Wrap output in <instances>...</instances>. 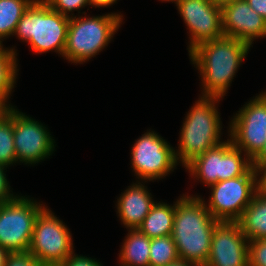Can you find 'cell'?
Returning <instances> with one entry per match:
<instances>
[{
	"instance_id": "277c9868",
	"label": "cell",
	"mask_w": 266,
	"mask_h": 266,
	"mask_svg": "<svg viewBox=\"0 0 266 266\" xmlns=\"http://www.w3.org/2000/svg\"><path fill=\"white\" fill-rule=\"evenodd\" d=\"M123 21L121 13L70 17L63 58L83 64L99 55L114 38Z\"/></svg>"
},
{
	"instance_id": "d590c367",
	"label": "cell",
	"mask_w": 266,
	"mask_h": 266,
	"mask_svg": "<svg viewBox=\"0 0 266 266\" xmlns=\"http://www.w3.org/2000/svg\"><path fill=\"white\" fill-rule=\"evenodd\" d=\"M6 106L0 101V114L6 110Z\"/></svg>"
},
{
	"instance_id": "3957f363",
	"label": "cell",
	"mask_w": 266,
	"mask_h": 266,
	"mask_svg": "<svg viewBox=\"0 0 266 266\" xmlns=\"http://www.w3.org/2000/svg\"><path fill=\"white\" fill-rule=\"evenodd\" d=\"M221 99L199 96L185 115L180 129L178 149L174 150L177 162L183 167L195 157L223 142L221 139L223 126L216 106Z\"/></svg>"
},
{
	"instance_id": "7a4b0ae2",
	"label": "cell",
	"mask_w": 266,
	"mask_h": 266,
	"mask_svg": "<svg viewBox=\"0 0 266 266\" xmlns=\"http://www.w3.org/2000/svg\"><path fill=\"white\" fill-rule=\"evenodd\" d=\"M218 220L207 209L200 195L183 194L176 200L172 238L181 260L205 266Z\"/></svg>"
},
{
	"instance_id": "7402d4cb",
	"label": "cell",
	"mask_w": 266,
	"mask_h": 266,
	"mask_svg": "<svg viewBox=\"0 0 266 266\" xmlns=\"http://www.w3.org/2000/svg\"><path fill=\"white\" fill-rule=\"evenodd\" d=\"M16 155L13 136V106L0 114V165H15Z\"/></svg>"
},
{
	"instance_id": "6da1fadb",
	"label": "cell",
	"mask_w": 266,
	"mask_h": 266,
	"mask_svg": "<svg viewBox=\"0 0 266 266\" xmlns=\"http://www.w3.org/2000/svg\"><path fill=\"white\" fill-rule=\"evenodd\" d=\"M250 49L247 43L228 36L205 41L192 49L190 63L202 81L200 96L223 98Z\"/></svg>"
},
{
	"instance_id": "8992f818",
	"label": "cell",
	"mask_w": 266,
	"mask_h": 266,
	"mask_svg": "<svg viewBox=\"0 0 266 266\" xmlns=\"http://www.w3.org/2000/svg\"><path fill=\"white\" fill-rule=\"evenodd\" d=\"M243 155V156H242ZM252 167V160L228 139L195 157L184 168L191 178L207 187L244 175Z\"/></svg>"
},
{
	"instance_id": "8fae6325",
	"label": "cell",
	"mask_w": 266,
	"mask_h": 266,
	"mask_svg": "<svg viewBox=\"0 0 266 266\" xmlns=\"http://www.w3.org/2000/svg\"><path fill=\"white\" fill-rule=\"evenodd\" d=\"M237 112L230 119L228 137L252 160L266 141V99L258 94Z\"/></svg>"
},
{
	"instance_id": "603a6c76",
	"label": "cell",
	"mask_w": 266,
	"mask_h": 266,
	"mask_svg": "<svg viewBox=\"0 0 266 266\" xmlns=\"http://www.w3.org/2000/svg\"><path fill=\"white\" fill-rule=\"evenodd\" d=\"M149 254L150 266H166L180 259L171 235L151 239Z\"/></svg>"
},
{
	"instance_id": "9c48e42d",
	"label": "cell",
	"mask_w": 266,
	"mask_h": 266,
	"mask_svg": "<svg viewBox=\"0 0 266 266\" xmlns=\"http://www.w3.org/2000/svg\"><path fill=\"white\" fill-rule=\"evenodd\" d=\"M157 132L147 130L135 140L131 149V167L136 181L161 180L178 165L175 148Z\"/></svg>"
},
{
	"instance_id": "e575fe53",
	"label": "cell",
	"mask_w": 266,
	"mask_h": 266,
	"mask_svg": "<svg viewBox=\"0 0 266 266\" xmlns=\"http://www.w3.org/2000/svg\"><path fill=\"white\" fill-rule=\"evenodd\" d=\"M237 1H241V0H213V2L218 5L219 7H223L229 3H233V2H237Z\"/></svg>"
},
{
	"instance_id": "5b68a950",
	"label": "cell",
	"mask_w": 266,
	"mask_h": 266,
	"mask_svg": "<svg viewBox=\"0 0 266 266\" xmlns=\"http://www.w3.org/2000/svg\"><path fill=\"white\" fill-rule=\"evenodd\" d=\"M70 18L35 0L17 24L15 37L28 43L34 53L53 51L63 57Z\"/></svg>"
},
{
	"instance_id": "4dcf8cb0",
	"label": "cell",
	"mask_w": 266,
	"mask_h": 266,
	"mask_svg": "<svg viewBox=\"0 0 266 266\" xmlns=\"http://www.w3.org/2000/svg\"><path fill=\"white\" fill-rule=\"evenodd\" d=\"M266 163V141L261 151L252 159V166H260Z\"/></svg>"
},
{
	"instance_id": "7c38bea8",
	"label": "cell",
	"mask_w": 266,
	"mask_h": 266,
	"mask_svg": "<svg viewBox=\"0 0 266 266\" xmlns=\"http://www.w3.org/2000/svg\"><path fill=\"white\" fill-rule=\"evenodd\" d=\"M47 126L13 105V136L17 163L35 165L52 156L55 140Z\"/></svg>"
},
{
	"instance_id": "ac0fdd59",
	"label": "cell",
	"mask_w": 266,
	"mask_h": 266,
	"mask_svg": "<svg viewBox=\"0 0 266 266\" xmlns=\"http://www.w3.org/2000/svg\"><path fill=\"white\" fill-rule=\"evenodd\" d=\"M238 222L248 241L266 239V194L257 191Z\"/></svg>"
},
{
	"instance_id": "e0dca14e",
	"label": "cell",
	"mask_w": 266,
	"mask_h": 266,
	"mask_svg": "<svg viewBox=\"0 0 266 266\" xmlns=\"http://www.w3.org/2000/svg\"><path fill=\"white\" fill-rule=\"evenodd\" d=\"M119 253L120 266H150L151 239L139 229H128Z\"/></svg>"
},
{
	"instance_id": "ffe728a7",
	"label": "cell",
	"mask_w": 266,
	"mask_h": 266,
	"mask_svg": "<svg viewBox=\"0 0 266 266\" xmlns=\"http://www.w3.org/2000/svg\"><path fill=\"white\" fill-rule=\"evenodd\" d=\"M16 51L14 47L5 48L2 46L0 48V101L6 107L12 106L9 98L19 72Z\"/></svg>"
},
{
	"instance_id": "1f68e13d",
	"label": "cell",
	"mask_w": 266,
	"mask_h": 266,
	"mask_svg": "<svg viewBox=\"0 0 266 266\" xmlns=\"http://www.w3.org/2000/svg\"><path fill=\"white\" fill-rule=\"evenodd\" d=\"M118 0H88L89 6L91 7H98V8H108L109 6L116 3Z\"/></svg>"
},
{
	"instance_id": "d4e9b609",
	"label": "cell",
	"mask_w": 266,
	"mask_h": 266,
	"mask_svg": "<svg viewBox=\"0 0 266 266\" xmlns=\"http://www.w3.org/2000/svg\"><path fill=\"white\" fill-rule=\"evenodd\" d=\"M249 266H266V239L248 241Z\"/></svg>"
},
{
	"instance_id": "83f0119b",
	"label": "cell",
	"mask_w": 266,
	"mask_h": 266,
	"mask_svg": "<svg viewBox=\"0 0 266 266\" xmlns=\"http://www.w3.org/2000/svg\"><path fill=\"white\" fill-rule=\"evenodd\" d=\"M7 167L0 165V203L14 199L18 194H14L6 177ZM12 192V193H11Z\"/></svg>"
},
{
	"instance_id": "2e32d148",
	"label": "cell",
	"mask_w": 266,
	"mask_h": 266,
	"mask_svg": "<svg viewBox=\"0 0 266 266\" xmlns=\"http://www.w3.org/2000/svg\"><path fill=\"white\" fill-rule=\"evenodd\" d=\"M142 183L145 182L136 181L128 186L116 202L119 220L127 230L137 229L156 202Z\"/></svg>"
},
{
	"instance_id": "836d02e7",
	"label": "cell",
	"mask_w": 266,
	"mask_h": 266,
	"mask_svg": "<svg viewBox=\"0 0 266 266\" xmlns=\"http://www.w3.org/2000/svg\"><path fill=\"white\" fill-rule=\"evenodd\" d=\"M166 266H198V265L179 259L178 261L167 264Z\"/></svg>"
},
{
	"instance_id": "d6986e66",
	"label": "cell",
	"mask_w": 266,
	"mask_h": 266,
	"mask_svg": "<svg viewBox=\"0 0 266 266\" xmlns=\"http://www.w3.org/2000/svg\"><path fill=\"white\" fill-rule=\"evenodd\" d=\"M173 203V205H170L161 201L155 202L137 229L150 239L172 235L173 219L176 211V202Z\"/></svg>"
},
{
	"instance_id": "9a60e30c",
	"label": "cell",
	"mask_w": 266,
	"mask_h": 266,
	"mask_svg": "<svg viewBox=\"0 0 266 266\" xmlns=\"http://www.w3.org/2000/svg\"><path fill=\"white\" fill-rule=\"evenodd\" d=\"M224 36L233 37L253 47V41L266 37V21L241 0L221 8Z\"/></svg>"
},
{
	"instance_id": "44dd1931",
	"label": "cell",
	"mask_w": 266,
	"mask_h": 266,
	"mask_svg": "<svg viewBox=\"0 0 266 266\" xmlns=\"http://www.w3.org/2000/svg\"><path fill=\"white\" fill-rule=\"evenodd\" d=\"M35 0H0V43L14 35L17 24Z\"/></svg>"
},
{
	"instance_id": "cb8c5ba5",
	"label": "cell",
	"mask_w": 266,
	"mask_h": 266,
	"mask_svg": "<svg viewBox=\"0 0 266 266\" xmlns=\"http://www.w3.org/2000/svg\"><path fill=\"white\" fill-rule=\"evenodd\" d=\"M51 9L67 17H74L73 11H79L89 5L88 0H43ZM71 13V14H70Z\"/></svg>"
},
{
	"instance_id": "4316f807",
	"label": "cell",
	"mask_w": 266,
	"mask_h": 266,
	"mask_svg": "<svg viewBox=\"0 0 266 266\" xmlns=\"http://www.w3.org/2000/svg\"><path fill=\"white\" fill-rule=\"evenodd\" d=\"M96 258L75 254L74 252L59 266H103Z\"/></svg>"
},
{
	"instance_id": "74e56055",
	"label": "cell",
	"mask_w": 266,
	"mask_h": 266,
	"mask_svg": "<svg viewBox=\"0 0 266 266\" xmlns=\"http://www.w3.org/2000/svg\"><path fill=\"white\" fill-rule=\"evenodd\" d=\"M260 94L266 99V90H265V92L262 91Z\"/></svg>"
},
{
	"instance_id": "52a82bcc",
	"label": "cell",
	"mask_w": 266,
	"mask_h": 266,
	"mask_svg": "<svg viewBox=\"0 0 266 266\" xmlns=\"http://www.w3.org/2000/svg\"><path fill=\"white\" fill-rule=\"evenodd\" d=\"M69 228L48 206L37 215L28 252L41 266H59L75 250Z\"/></svg>"
},
{
	"instance_id": "d6a6232c",
	"label": "cell",
	"mask_w": 266,
	"mask_h": 266,
	"mask_svg": "<svg viewBox=\"0 0 266 266\" xmlns=\"http://www.w3.org/2000/svg\"><path fill=\"white\" fill-rule=\"evenodd\" d=\"M9 255L10 252L7 249L0 247V266H5Z\"/></svg>"
},
{
	"instance_id": "8d00e7d4",
	"label": "cell",
	"mask_w": 266,
	"mask_h": 266,
	"mask_svg": "<svg viewBox=\"0 0 266 266\" xmlns=\"http://www.w3.org/2000/svg\"><path fill=\"white\" fill-rule=\"evenodd\" d=\"M161 1L162 2H166L167 1V2H172V3L174 2L177 5L178 3H180L181 0H161Z\"/></svg>"
},
{
	"instance_id": "f546056e",
	"label": "cell",
	"mask_w": 266,
	"mask_h": 266,
	"mask_svg": "<svg viewBox=\"0 0 266 266\" xmlns=\"http://www.w3.org/2000/svg\"><path fill=\"white\" fill-rule=\"evenodd\" d=\"M246 2L266 21V0H246Z\"/></svg>"
},
{
	"instance_id": "ba28073f",
	"label": "cell",
	"mask_w": 266,
	"mask_h": 266,
	"mask_svg": "<svg viewBox=\"0 0 266 266\" xmlns=\"http://www.w3.org/2000/svg\"><path fill=\"white\" fill-rule=\"evenodd\" d=\"M44 207L24 195L0 203V247L10 253L28 252L35 219Z\"/></svg>"
},
{
	"instance_id": "4fadbf2b",
	"label": "cell",
	"mask_w": 266,
	"mask_h": 266,
	"mask_svg": "<svg viewBox=\"0 0 266 266\" xmlns=\"http://www.w3.org/2000/svg\"><path fill=\"white\" fill-rule=\"evenodd\" d=\"M176 6L189 30L188 52L205 41L224 36L222 10L213 0H181Z\"/></svg>"
},
{
	"instance_id": "30bf717a",
	"label": "cell",
	"mask_w": 266,
	"mask_h": 266,
	"mask_svg": "<svg viewBox=\"0 0 266 266\" xmlns=\"http://www.w3.org/2000/svg\"><path fill=\"white\" fill-rule=\"evenodd\" d=\"M207 209L218 221H238L257 192L256 170L252 166L244 175L209 186Z\"/></svg>"
},
{
	"instance_id": "484cf974",
	"label": "cell",
	"mask_w": 266,
	"mask_h": 266,
	"mask_svg": "<svg viewBox=\"0 0 266 266\" xmlns=\"http://www.w3.org/2000/svg\"><path fill=\"white\" fill-rule=\"evenodd\" d=\"M5 266H41L29 252L10 253Z\"/></svg>"
},
{
	"instance_id": "f1b7e54d",
	"label": "cell",
	"mask_w": 266,
	"mask_h": 266,
	"mask_svg": "<svg viewBox=\"0 0 266 266\" xmlns=\"http://www.w3.org/2000/svg\"><path fill=\"white\" fill-rule=\"evenodd\" d=\"M257 176V191L266 194V163L253 166Z\"/></svg>"
},
{
	"instance_id": "5bb4252c",
	"label": "cell",
	"mask_w": 266,
	"mask_h": 266,
	"mask_svg": "<svg viewBox=\"0 0 266 266\" xmlns=\"http://www.w3.org/2000/svg\"><path fill=\"white\" fill-rule=\"evenodd\" d=\"M205 266H249L248 239L238 221H218Z\"/></svg>"
}]
</instances>
